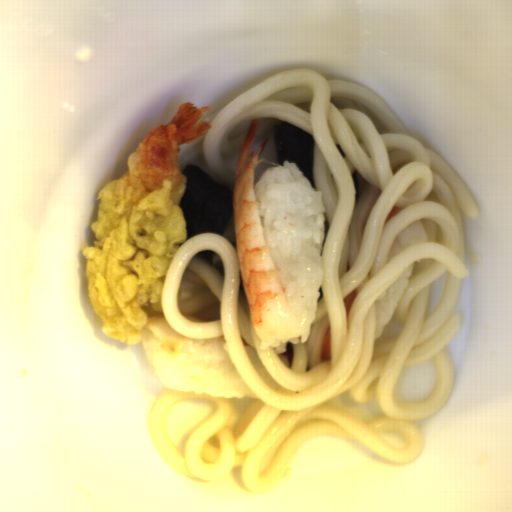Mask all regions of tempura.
Wrapping results in <instances>:
<instances>
[{
	"mask_svg": "<svg viewBox=\"0 0 512 512\" xmlns=\"http://www.w3.org/2000/svg\"><path fill=\"white\" fill-rule=\"evenodd\" d=\"M210 110L181 104L127 156L123 176L96 196V241L82 247L89 300L104 336L127 346L139 344L149 317L162 312L167 271L187 239L180 147L208 133Z\"/></svg>",
	"mask_w": 512,
	"mask_h": 512,
	"instance_id": "tempura-1",
	"label": "tempura"
}]
</instances>
